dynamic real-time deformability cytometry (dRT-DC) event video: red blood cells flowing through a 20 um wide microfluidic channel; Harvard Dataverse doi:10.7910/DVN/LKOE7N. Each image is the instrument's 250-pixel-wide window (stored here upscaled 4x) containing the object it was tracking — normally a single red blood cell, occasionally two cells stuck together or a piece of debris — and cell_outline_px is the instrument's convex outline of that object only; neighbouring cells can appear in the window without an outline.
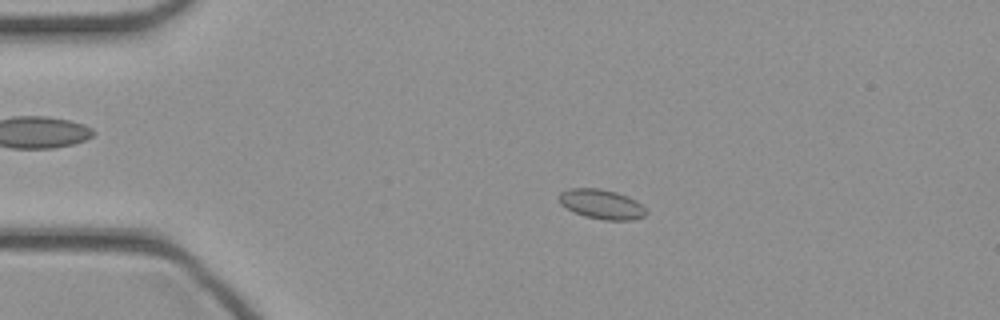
{"species": "common noctule bat (a hibernating species)", "species_latin": "Nyctalus noctula", "temperature_condition": "cold", "stored_images_in_passage": 47, "camera_frame_rate_fps": 3000, "um_per_image_px": 0.085, "animal": {"sex": "female", "body_mass_g": 21.9}, "frame": {"image": 1, "passage_image": 10, "time_ms": 3.0, "image_size_px": [1000, 320], "cell_outline_px": [[648, 212], [644, 216], [632, 220], [604, 220], [584, 216], [572, 212], [560, 204], [560, 192], [568, 188], [600, 188], [616, 192], [628, 196], [636, 200]], "centroid_in_image_um": [51.12, 17.35], "position_along_channel_um": 33.9, "area_um2": 15.14}}
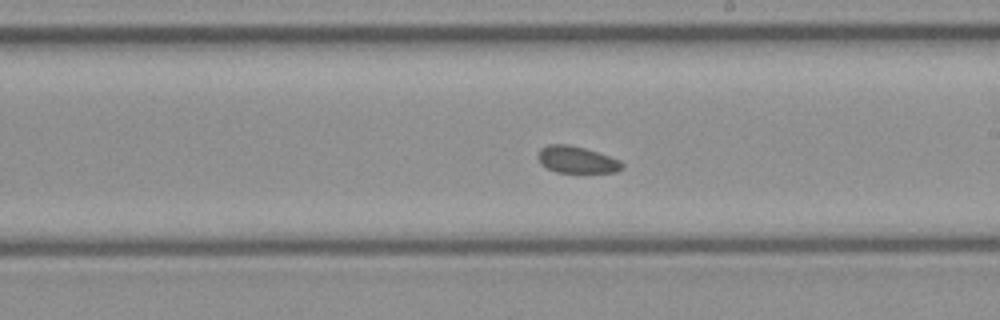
{"frame": {"image": 2, "passage_image": 27, "time_ms": 8.667, "image_size_px": [1000, 320], "cell_outline_px": [[624, 168], [616, 172], [556, 172], [540, 164], [536, 156], [540, 148], [548, 144], [568, 144], [584, 148], [620, 160], [624, 164]], "centroid_in_image_um": [48.99, 13.57], "position_along_channel_um": 240.0, "area_um2": 13.18}}
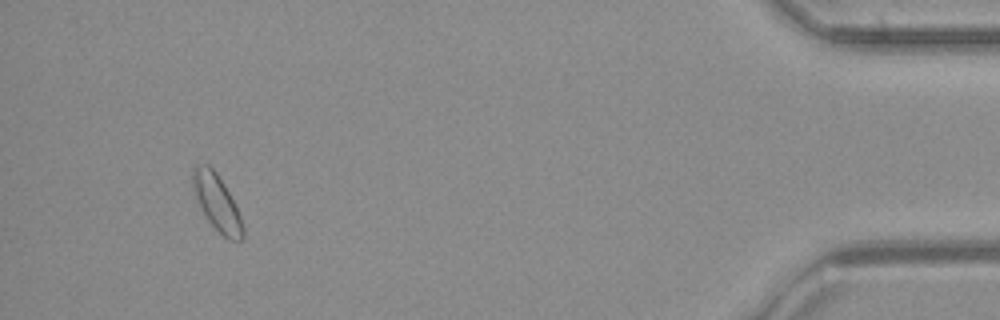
{"frame": {"image": 3, "passage_image": 44, "time_ms": 14.333, "image_size_px": [1000, 320], "cell_outline_px": [[244, 240], [228, 240], [208, 220], [192, 188], [192, 168], [196, 164], [208, 164], [216, 172], [224, 184], [240, 216], [244, 228]], "centroid_in_image_um": [18.43, 17.19], "position_along_channel_um": 416.8, "area_um2": 16.01}}